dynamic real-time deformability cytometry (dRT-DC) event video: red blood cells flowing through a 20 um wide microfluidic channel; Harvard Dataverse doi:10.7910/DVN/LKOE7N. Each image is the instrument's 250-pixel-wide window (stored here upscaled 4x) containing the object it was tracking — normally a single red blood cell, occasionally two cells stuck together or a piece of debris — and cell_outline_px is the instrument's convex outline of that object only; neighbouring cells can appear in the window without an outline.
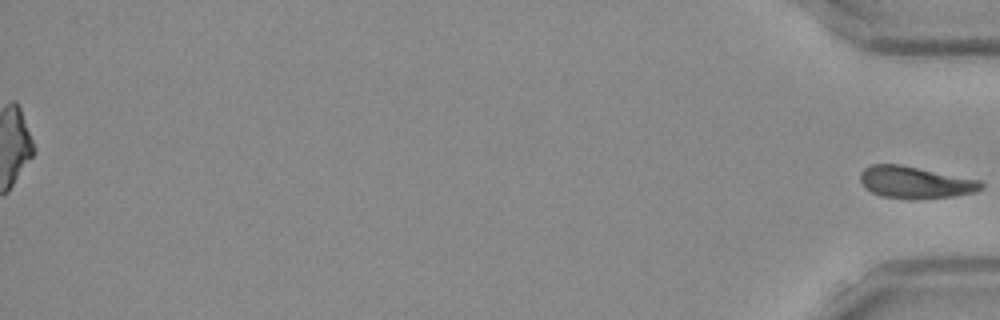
{"species": "Egyptian fruit bat (a non-hibernating species)", "species_latin": "Rousettus aegyptiacus", "temperature_condition": "room temperature", "stored_images_in_passage": 45, "segment_of_instrument_passage": [2, 2], "camera_frame_rate_fps": 3000, "um_per_image_px": 0.085, "frame": {"image": 1, "passage_image": 45, "time_ms": 14.667, "image_size_px": [1000, 320], "cell_outline_px": [[984, 188], [972, 192], [952, 196], [880, 196], [864, 188], [860, 180], [860, 172], [864, 168], [872, 164], [900, 164], [980, 180], [984, 184]], "centroid_in_image_um": [77.76, 15.44], "position_along_channel_um": 357.4, "area_um2": 21.62}}